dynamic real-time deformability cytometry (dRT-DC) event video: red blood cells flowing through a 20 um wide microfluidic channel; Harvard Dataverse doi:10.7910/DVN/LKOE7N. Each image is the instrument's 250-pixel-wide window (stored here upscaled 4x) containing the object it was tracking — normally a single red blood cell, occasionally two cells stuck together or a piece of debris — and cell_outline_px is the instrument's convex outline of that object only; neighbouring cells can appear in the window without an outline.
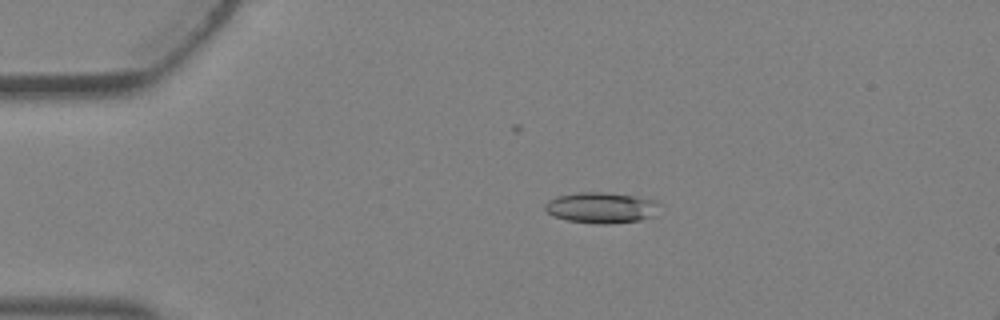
{"species": "Egyptian fruit bat (a non-hibernating species)", "species_latin": "Rousettus aegyptiacus", "temperature_condition": "warm", "stored_images_in_passage": 4, "camera_frame_rate_fps": 3000, "um_per_image_px": 0.085, "animal": {"sex": "female"}, "frame": {"image": 1, "passage_image": 3, "time_ms": 0.667, "image_size_px": [1000, 320], "cell_outline_px": [[664, 204], [652, 216], [640, 220], [608, 224], [596, 224], [568, 220], [552, 216], [544, 208], [544, 204], [548, 200], [556, 196], [580, 192], [600, 192], [632, 196], [656, 200]], "centroid_in_image_um": [51.12, 17.65], "position_along_channel_um": 33.9, "area_um2": 20.69}}